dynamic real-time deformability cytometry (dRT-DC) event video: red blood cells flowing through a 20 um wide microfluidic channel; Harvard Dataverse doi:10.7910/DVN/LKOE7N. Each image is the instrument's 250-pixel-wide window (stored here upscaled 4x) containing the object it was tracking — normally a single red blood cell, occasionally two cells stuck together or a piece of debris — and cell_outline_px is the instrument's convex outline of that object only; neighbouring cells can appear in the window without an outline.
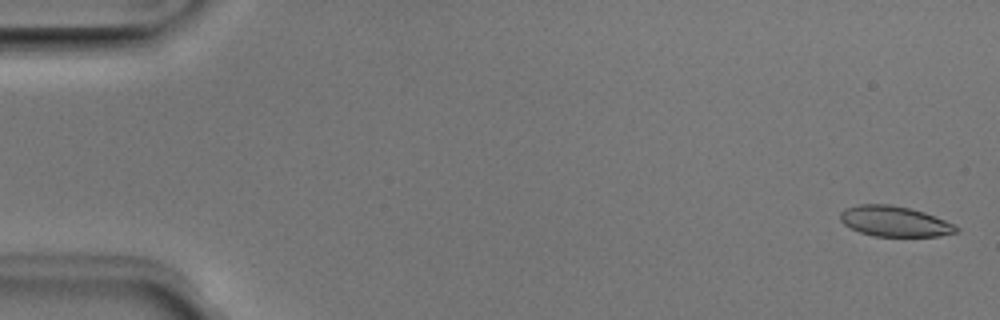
{"species": "Egyptian fruit bat (a non-hibernating species)", "species_latin": "Rousettus aegyptiacus", "temperature_condition": "room temperature", "stored_images_in_passage": 52, "camera_frame_rate_fps": 3000, "um_per_image_px": 0.085, "animal": {"sex": "male"}, "frame": {"image": 1, "passage_image": 2, "time_ms": 0.333, "image_size_px": [1000, 320], "cell_outline_px": [[960, 228], [956, 232], [940, 236], [872, 236], [860, 232], [844, 224], [840, 220], [840, 212], [844, 208], [860, 204], [892, 204], [924, 212], [944, 220]], "centroid_in_image_um": [76.0, 18.81], "position_along_channel_um": 9.0, "area_um2": 20.46}}
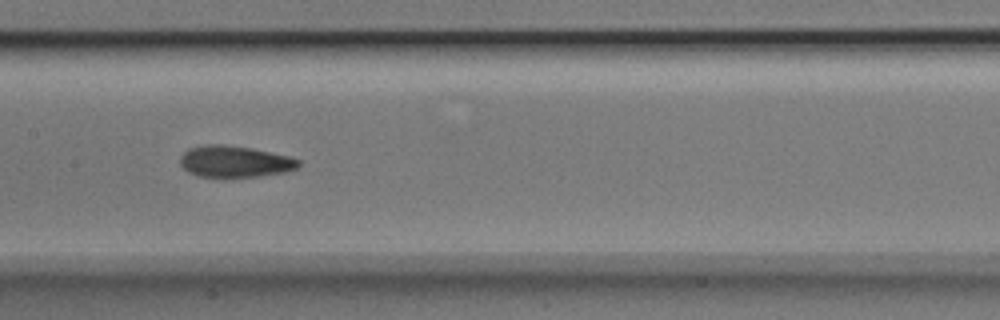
{"frame": {"image": 2, "passage_image": 26, "time_ms": 8.333, "image_size_px": [1000, 320], "cell_outline_px": [[300, 164], [296, 168], [288, 172], [260, 176], [196, 176], [188, 172], [180, 164], [180, 156], [188, 148], [208, 144], [220, 144], [252, 148], [288, 156], [300, 160]], "centroid_in_image_um": [19.95, 13.72], "position_along_channel_um": 187.5, "area_um2": 21.62}}
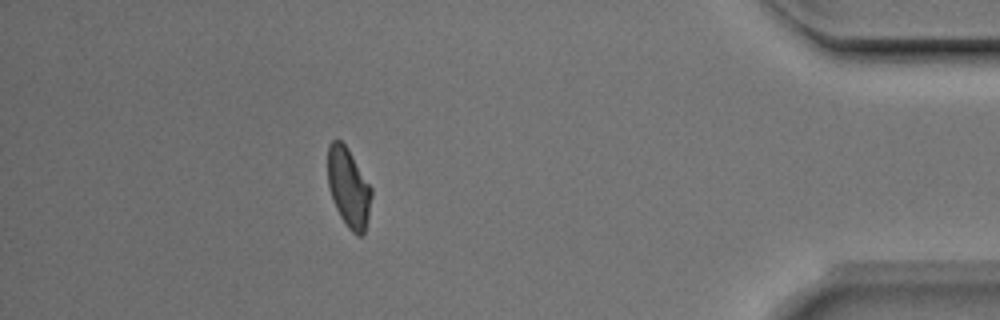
{"frame": {"image": 3, "passage_image": 46, "time_ms": 15.0, "image_size_px": [1000, 320], "cell_outline_px": [[372, 196], [368, 216], [364, 232], [360, 236], [356, 236], [348, 228], [340, 216], [332, 200], [328, 184], [328, 144], [332, 140], [340, 140], [348, 148], [372, 188]], "centroid_in_image_um": [29.62, 15.94], "position_along_channel_um": 405.6, "area_um2": 20.17}, "authors_computed_cell_mechanics": {"area_um2": 21.2993, "velocity_mm_per_s": 3.9763, "shape_relaxation_time_tau1_ms": 5.4941, "shape_relaxation_time_tau2_ms": 2.7892, "deformation_change_tau1": 0.1433, "deformation_change_tau2": 0.0845}}